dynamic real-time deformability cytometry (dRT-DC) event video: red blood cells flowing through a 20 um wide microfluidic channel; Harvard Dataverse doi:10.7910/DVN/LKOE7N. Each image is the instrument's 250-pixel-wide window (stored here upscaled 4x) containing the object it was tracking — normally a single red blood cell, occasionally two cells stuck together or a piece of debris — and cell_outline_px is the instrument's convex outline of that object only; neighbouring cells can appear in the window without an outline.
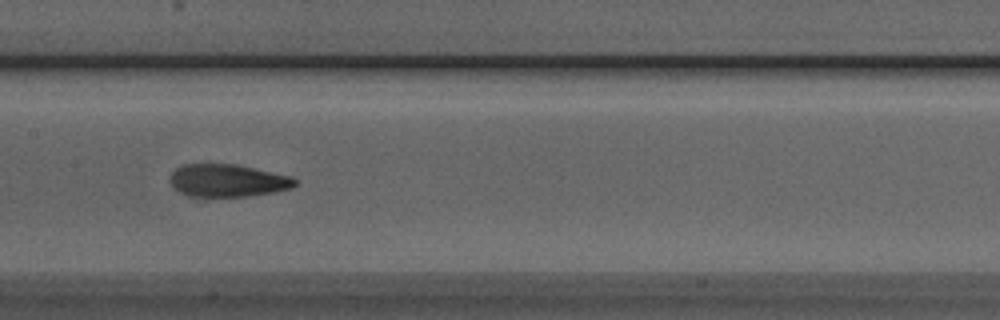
{"species": "Egyptian fruit bat (a non-hibernating species)", "species_latin": "Rousettus aegyptiacus", "temperature_condition": "room temperature", "stored_images_in_passage": 41, "camera_frame_rate_fps": 3000, "um_per_image_px": 0.085, "animal": {"sex": "male"}, "frame": {"image": 1, "passage_image": 16, "time_ms": 5.0, "image_size_px": [1000, 320], "cell_outline_px": [[296, 184], [292, 188], [272, 192], [244, 196], [188, 196], [180, 192], [168, 180], [172, 172], [176, 168], [184, 164], [236, 164], [292, 176], [296, 180]], "centroid_in_image_um": [19.34, 15.33], "position_along_channel_um": 188.1, "area_um2": 23.58}}
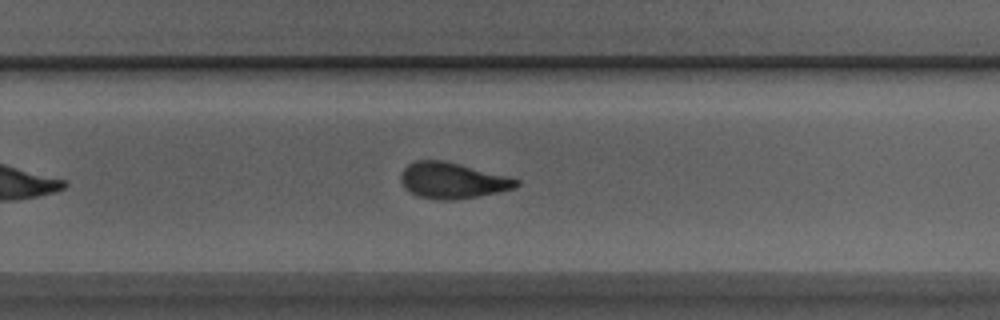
{"frame": {"image": 2, "passage_image": 24, "time_ms": 7.667, "image_size_px": [1000, 320], "cell_outline_px": [[520, 184], [516, 188], [476, 196], [452, 200], [440, 200], [420, 196], [408, 192], [404, 188], [400, 180], [400, 172], [408, 164], [416, 160], [440, 160], [460, 164], [508, 176], [520, 180]], "centroid_in_image_um": [38.43, 15.33], "position_along_channel_um": 291.4, "area_um2": 24.16}}
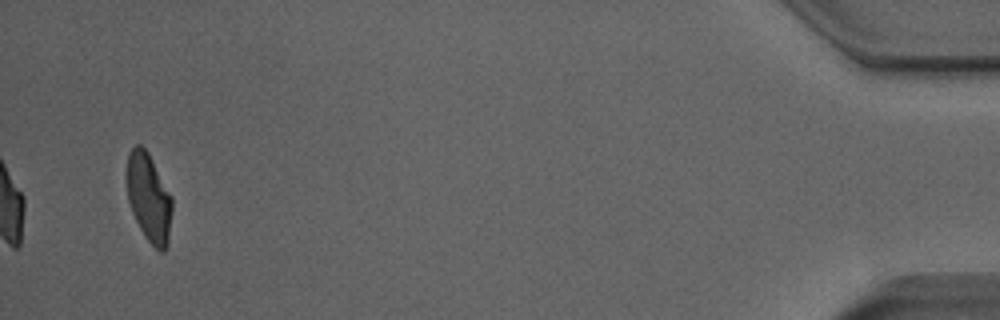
{"frame": {"image": 3, "passage_image": 41, "time_ms": 13.333, "image_size_px": [1000, 320], "cell_outline_px": [[172, 212], [168, 240], [164, 252], [160, 252], [144, 236], [132, 212], [128, 200], [124, 176], [128, 152], [136, 144], [140, 144], [148, 152], [172, 196]], "centroid_in_image_um": [12.62, 16.75], "position_along_channel_um": 422.6, "area_um2": 23.76}, "authors_computed_cell_mechanics": {"area_um2": 24.1604, "velocity_mm_per_s": 3.8876, "shape_relaxation_time_tau1_ms": 6.2004, "shape_relaxation_time_tau2_ms": 2.1764, "deformation_change_tau1": 0.2065, "deformation_change_tau2": 0.1072}}